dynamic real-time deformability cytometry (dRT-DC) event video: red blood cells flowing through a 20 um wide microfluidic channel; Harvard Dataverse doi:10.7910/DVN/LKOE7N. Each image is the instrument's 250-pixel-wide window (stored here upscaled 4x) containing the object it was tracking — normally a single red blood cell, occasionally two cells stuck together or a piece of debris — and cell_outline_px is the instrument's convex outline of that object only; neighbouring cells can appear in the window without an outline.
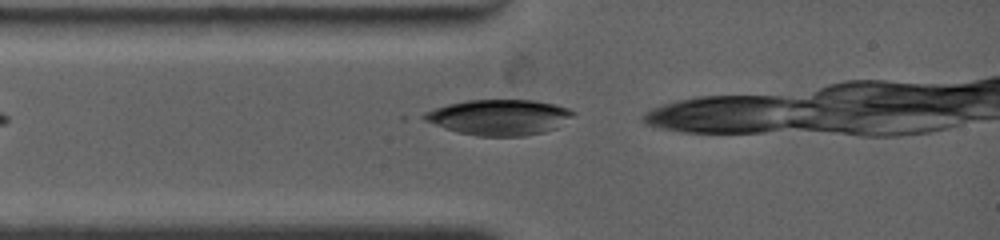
{"species": "common noctule bat (a hibernating species)", "species_latin": "Nyctalus noctula", "temperature_condition": "warm", "stored_images_in_passage": 2, "camera_frame_rate_fps": 4500, "um_per_image_px": 0.085, "animal": {"sex": "female", "body_mass_g": 19.0, "forearm_length_mm": 53.3}, "frame": {"image": 1, "passage_image": 1, "time_ms": 0.0, "image_size_px": [1000, 240], "cell_outline_px": [[576, 112], [572, 116], [556, 128], [544, 132], [524, 136], [476, 136], [456, 132], [424, 120], [416, 116], [424, 112], [448, 104], [468, 100], [536, 100], [556, 104], [568, 108]], "centroid_in_image_um": [42.4, 9.96], "position_along_channel_um": 42.6, "area_um2": 31.04}}